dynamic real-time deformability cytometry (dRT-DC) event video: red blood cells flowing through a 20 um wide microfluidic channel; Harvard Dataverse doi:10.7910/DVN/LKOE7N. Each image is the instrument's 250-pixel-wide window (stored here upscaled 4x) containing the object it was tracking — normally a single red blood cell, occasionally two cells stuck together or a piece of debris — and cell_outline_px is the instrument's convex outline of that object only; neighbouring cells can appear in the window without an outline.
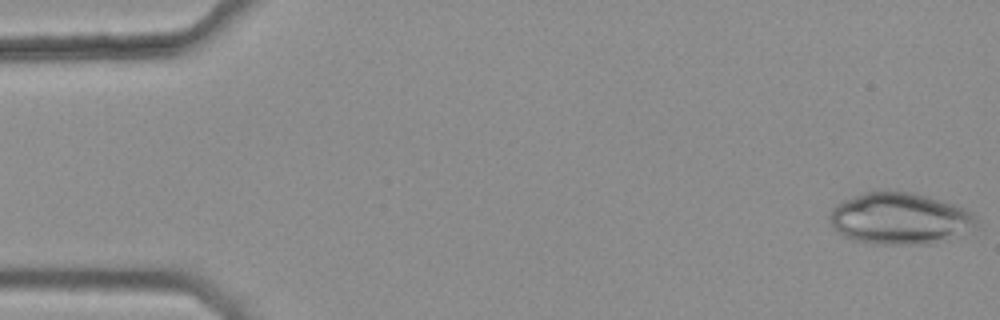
{"species": "common noctule bat (a hibernating species)", "species_latin": "Nyctalus noctula", "temperature_condition": "warm", "stored_images_in_passage": 5, "camera_frame_rate_fps": 3000, "um_per_image_px": 0.085, "animal": {"sex": "female", "body_mass_g": 25.1}, "frame": {"image": 1, "passage_image": 1, "time_ms": 0.0, "image_size_px": [1000, 320], "cell_outline_px": [[980, 224], [976, 228], [944, 240], [928, 244], [872, 244], [852, 240], [844, 236], [832, 224], [828, 216], [832, 208], [836, 204], [852, 196], [864, 192], [916, 192], [964, 208], [972, 212], [976, 216]], "centroid_in_image_um": [76.5, 18.58], "position_along_channel_um": 8.5, "area_um2": 44.16}}